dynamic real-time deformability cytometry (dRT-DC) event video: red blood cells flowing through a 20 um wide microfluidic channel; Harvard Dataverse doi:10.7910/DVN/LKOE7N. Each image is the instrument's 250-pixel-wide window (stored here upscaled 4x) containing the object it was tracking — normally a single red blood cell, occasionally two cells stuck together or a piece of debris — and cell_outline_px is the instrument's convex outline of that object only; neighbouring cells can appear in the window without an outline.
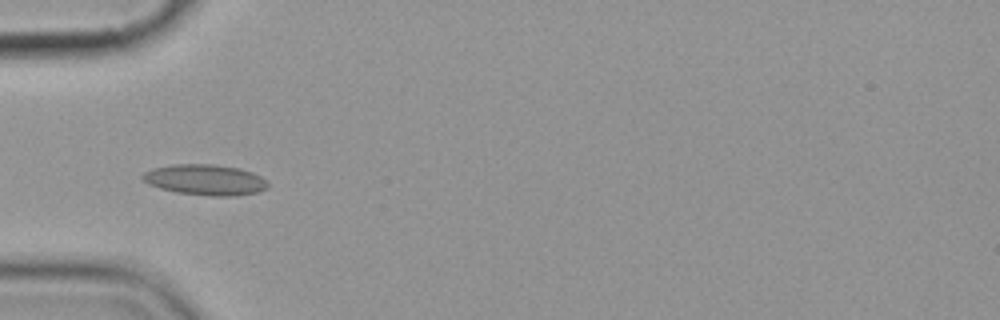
{"species": "common noctule bat (a hibernating species)", "species_latin": "Nyctalus noctula", "temperature_condition": "cold", "stored_images_in_passage": 10, "camera_frame_rate_fps": 3000, "um_per_image_px": 0.085, "animal": {"sex": "female", "body_mass_g": 19.9}, "frame": {"image": 1, "passage_image": 5, "time_ms": 4.667, "image_size_px": [1000, 320], "cell_outline_px": [[268, 188], [260, 192], [236, 196], [208, 196], [176, 192], [160, 188], [148, 184], [140, 180], [140, 176], [144, 172], [152, 168], [172, 164], [212, 164], [240, 168], [252, 172], [268, 180]], "centroid_in_image_um": [17.44, 15.29], "position_along_channel_um": 67.6, "area_um2": 22.83}}
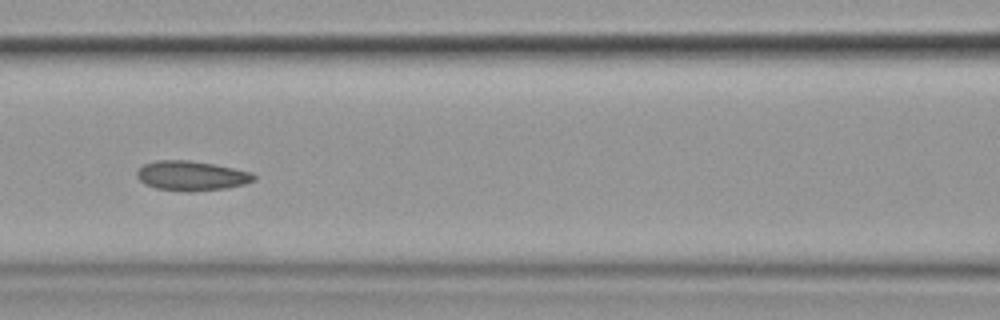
{"frame": {"image": 2, "passage_image": 7, "time_ms": 7.0, "image_size_px": [1000, 320], "cell_outline_px": [[256, 180], [244, 184], [228, 188], [192, 192], [188, 192], [156, 188], [144, 184], [136, 176], [136, 172], [144, 164], [156, 160], [188, 160], [216, 164], [252, 172], [256, 176]], "centroid_in_image_um": [16.3, 14.94], "position_along_channel_um": 150.3, "area_um2": 20.46}}
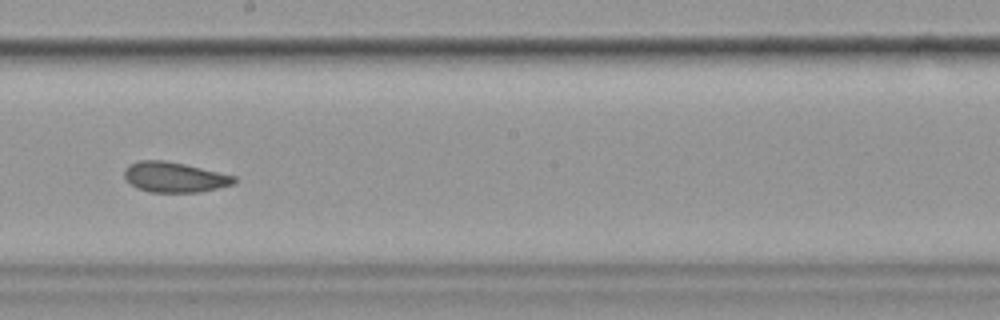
{"frame": {"image": 3, "passage_image": 9, "time_ms": 9.333, "image_size_px": [1000, 320], "cell_outline_px": [[236, 180], [232, 184], [200, 192], [152, 192], [136, 188], [124, 176], [124, 168], [128, 164], [140, 160], [164, 160], [184, 164], [236, 176]], "centroid_in_image_um": [14.79, 15.05], "position_along_channel_um": 233.4, "area_um2": 19.19}}